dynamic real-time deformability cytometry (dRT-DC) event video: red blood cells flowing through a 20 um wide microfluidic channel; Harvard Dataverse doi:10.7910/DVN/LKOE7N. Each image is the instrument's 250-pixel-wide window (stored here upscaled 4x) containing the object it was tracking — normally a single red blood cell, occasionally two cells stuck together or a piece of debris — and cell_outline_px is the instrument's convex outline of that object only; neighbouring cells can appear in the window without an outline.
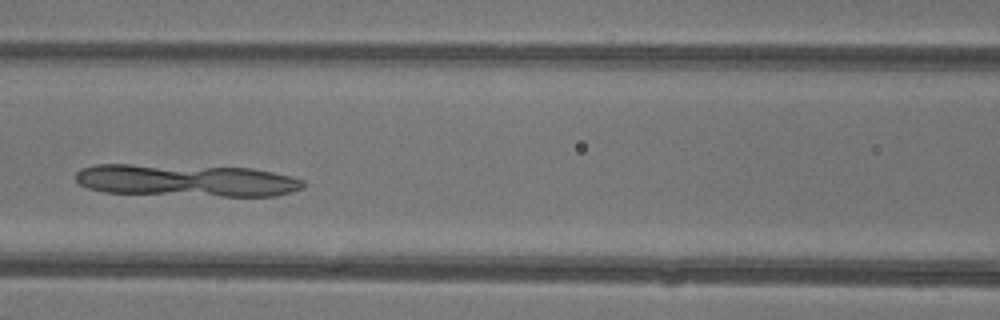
{"species": "common noctule bat (a hibernating species)", "species_latin": "Nyctalus noctula", "temperature_condition": "warm", "stored_images_in_passage": 41, "camera_frame_rate_fps": 3000, "um_per_image_px": 0.085, "animal": {"sex": "female"}, "frame": {"image": 1, "passage_image": 15, "time_ms": 4.667, "image_size_px": [1000, 320], "cell_outline_px": [[304, 188], [276, 196], [220, 196], [104, 192], [88, 188], [80, 184], [76, 180], [76, 172], [80, 168], [96, 164], [128, 164], [252, 168], [292, 176], [304, 180]], "centroid_in_image_um": [15.84, 15.33], "position_along_channel_um": 150.8, "area_um2": 42.83}}
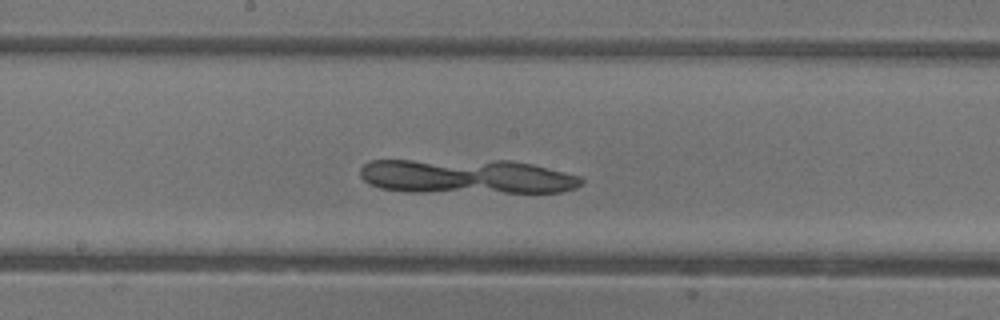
{"frame": {"image": 2, "passage_image": 19, "time_ms": 6.0, "image_size_px": [1000, 320], "cell_outline_px": [[584, 184], [576, 188], [564, 192], [408, 192], [380, 188], [368, 184], [360, 176], [360, 168], [368, 160], [512, 160], [532, 164], [580, 176], [584, 180]], "centroid_in_image_um": [39.65, 15.0], "position_along_channel_um": 208.6, "area_um2": 45.14}}